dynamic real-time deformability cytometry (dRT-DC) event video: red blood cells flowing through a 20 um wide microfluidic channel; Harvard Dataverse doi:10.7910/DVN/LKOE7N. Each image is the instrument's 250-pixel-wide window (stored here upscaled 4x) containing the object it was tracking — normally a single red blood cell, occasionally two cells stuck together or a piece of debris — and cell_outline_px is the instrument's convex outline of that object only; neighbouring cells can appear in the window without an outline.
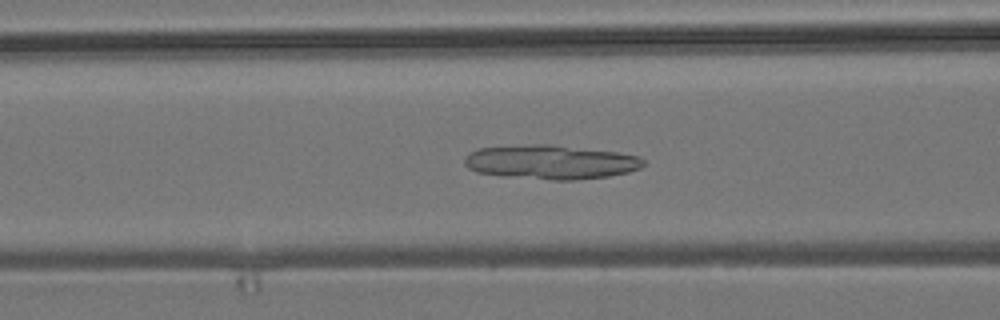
{"species": "common noctule bat (a hibernating species)", "species_latin": "Nyctalus noctula", "temperature_condition": "room temperature", "stored_images_in_passage": 53, "camera_frame_rate_fps": 3000, "um_per_image_px": 0.085, "animal": {"sex": "male", "body_mass_g": 19.2, "forearm_length_mm": 51.8}, "frame": {"image": 1, "passage_image": 21, "time_ms": 6.667, "image_size_px": [1000, 320], "cell_outline_px": [[644, 164], [640, 168], [628, 172], [608, 176], [576, 180], [552, 180], [500, 176], [476, 172], [468, 168], [464, 164], [464, 160], [468, 152], [480, 148], [532, 144], [552, 144], [616, 152], [640, 156], [644, 160]], "centroid_in_image_um": [46.79, 13.78], "position_along_channel_um": 119.8, "area_um2": 35.84}}
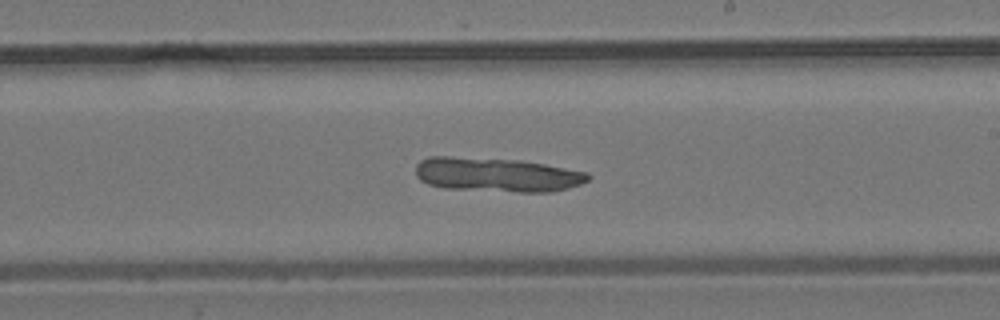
{"frame": {"image": 2, "passage_image": 31, "time_ms": 10.0, "image_size_px": [1000, 320], "cell_outline_px": [[592, 176], [588, 180], [580, 184], [568, 188], [552, 192], [520, 192], [444, 188], [428, 184], [420, 180], [416, 176], [416, 164], [420, 160], [428, 156], [448, 156], [520, 160], [544, 164], [588, 172]], "centroid_in_image_um": [42.22, 14.85], "position_along_channel_um": 246.8, "area_um2": 34.56}}
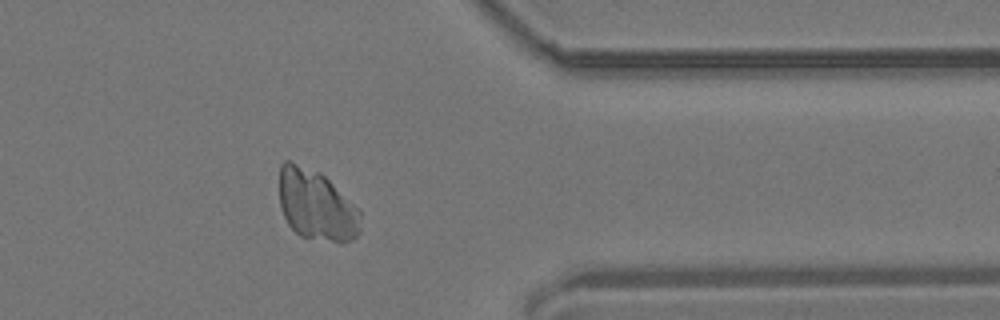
{"frame": {"image": 3, "passage_image": 43, "time_ms": 14.0, "image_size_px": [1000, 320], "cell_outline_px": [[360, 232], [352, 240], [332, 240], [300, 236], [288, 224], [280, 208], [280, 164], [284, 160], [288, 160], [320, 172], [360, 208]], "centroid_in_image_um": [26.89, 17.41], "position_along_channel_um": 384.5, "area_um2": 33.18}}